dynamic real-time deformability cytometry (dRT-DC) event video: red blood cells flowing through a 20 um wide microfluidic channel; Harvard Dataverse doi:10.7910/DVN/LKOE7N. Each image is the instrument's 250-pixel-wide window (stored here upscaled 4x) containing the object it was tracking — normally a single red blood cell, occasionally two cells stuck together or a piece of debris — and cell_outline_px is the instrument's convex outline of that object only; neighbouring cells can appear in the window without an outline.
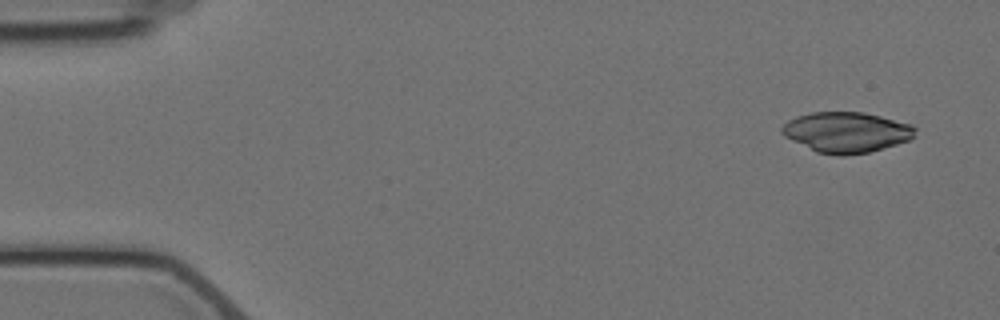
{"species": "Egyptian fruit bat (a non-hibernating species)", "species_latin": "Rousettus aegyptiacus", "temperature_condition": "cold", "stored_images_in_passage": 6, "camera_frame_rate_fps": 3000, "um_per_image_px": 0.085, "animal": {"sex": "female"}, "frame": {"image": 1, "passage_image": 1, "time_ms": 0.0, "image_size_px": [1000, 320], "cell_outline_px": [[916, 128], [912, 140], [868, 152], [844, 156], [840, 156], [816, 152], [784, 136], [780, 132], [780, 128], [788, 120], [796, 116], [812, 112], [864, 112], [912, 124]], "centroid_in_image_um": [71.94, 11.24], "position_along_channel_um": 13.1, "area_um2": 31.56}}